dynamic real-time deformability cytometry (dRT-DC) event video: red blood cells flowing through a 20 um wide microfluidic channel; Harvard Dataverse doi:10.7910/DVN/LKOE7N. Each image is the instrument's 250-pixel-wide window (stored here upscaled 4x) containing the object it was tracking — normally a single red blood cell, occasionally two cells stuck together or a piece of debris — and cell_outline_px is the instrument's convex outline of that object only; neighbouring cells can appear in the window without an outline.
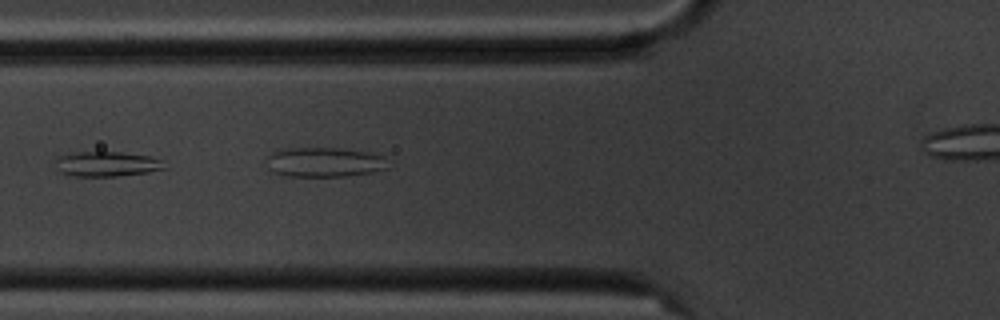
{"species": "common noctule bat (a hibernating species)", "species_latin": "Nyctalus noctula", "temperature_condition": "cold", "stored_images_in_passage": 7, "segment_of_instrument_passage": [1, 2], "camera_frame_rate_fps": 3000, "um_per_image_px": 0.085, "animal": {"sex": "male", "body_mass_g": 20.1, "forearm_length_mm": 53.5}, "frame": {"image": 1, "passage_image": 6, "time_ms": 6.0, "image_size_px": [1000, 320], "cell_outline_px": [[168, 168], [148, 172], [120, 176], [72, 176], [60, 172], [52, 160], [68, 152], [120, 152], [148, 156], [160, 160]], "centroid_in_image_um": [9.02, 13.94], "position_along_channel_um": 116.8, "area_um2": 16.01}}